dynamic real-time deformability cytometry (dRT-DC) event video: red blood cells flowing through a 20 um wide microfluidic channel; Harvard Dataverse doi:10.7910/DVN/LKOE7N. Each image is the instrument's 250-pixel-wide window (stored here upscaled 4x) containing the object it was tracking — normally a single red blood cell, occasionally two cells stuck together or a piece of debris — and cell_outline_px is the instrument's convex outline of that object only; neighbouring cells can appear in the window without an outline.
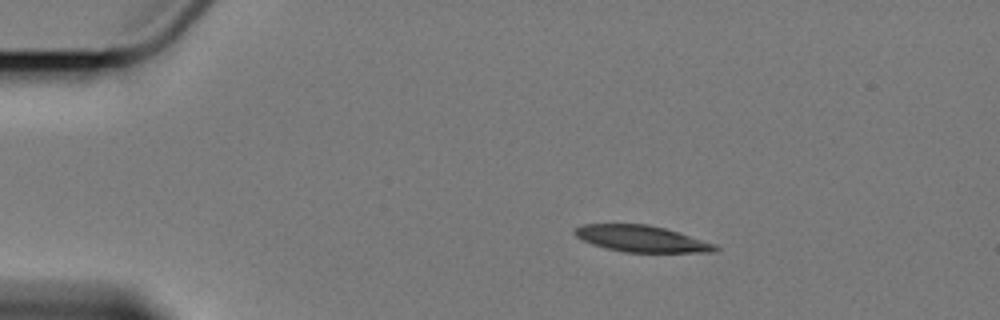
{"species": "Egyptian fruit bat (a non-hibernating species)", "species_latin": "Rousettus aegyptiacus", "temperature_condition": "cold", "stored_images_in_passage": 8, "camera_frame_rate_fps": 3000, "um_per_image_px": 0.085, "animal": {"sex": "female"}, "frame": {"image": 1, "passage_image": 1, "time_ms": 0.0, "image_size_px": [1000, 320], "cell_outline_px": [[720, 248], [716, 252], [624, 252], [592, 244], [576, 236], [572, 232], [576, 228], [584, 224], [648, 224], [664, 228], [716, 244]], "centroid_in_image_um": [54.54, 20.29], "position_along_channel_um": 30.5, "area_um2": 21.39}}
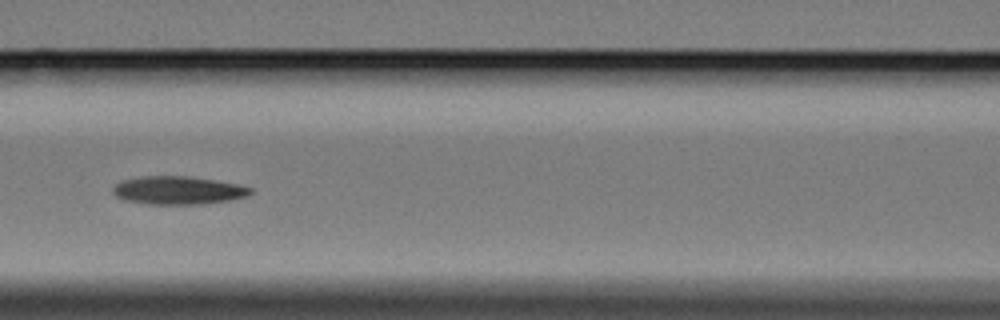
{"frame": {"image": 2, "passage_image": 5, "time_ms": 5.333, "image_size_px": [1000, 320], "cell_outline_px": [[252, 192], [248, 196], [232, 200], [204, 204], [148, 204], [124, 200], [116, 196], [112, 192], [112, 188], [120, 180], [140, 176], [188, 176], [216, 180], [240, 184], [252, 188]], "centroid_in_image_um": [15.15, 16.17], "position_along_channel_um": 151.5, "area_um2": 22.89}}
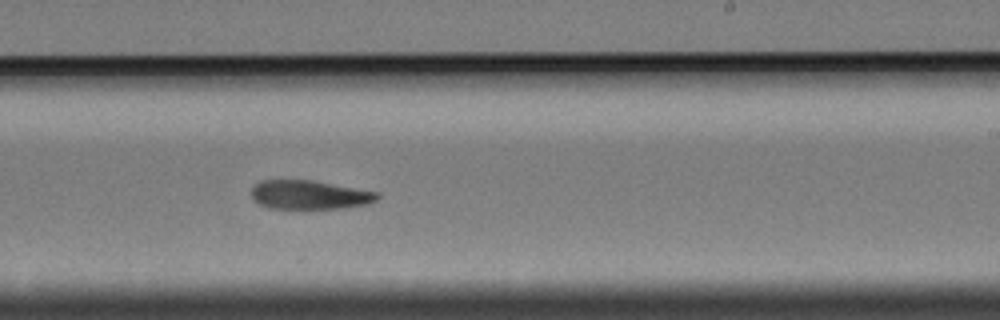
{"frame": {"image": 3, "passage_image": 8, "time_ms": 8.667, "image_size_px": [1000, 320], "cell_outline_px": [[380, 196], [376, 200], [368, 204], [348, 208], [268, 208], [260, 204], [252, 196], [252, 188], [260, 180], [312, 180], [380, 192]], "centroid_in_image_um": [26.36, 16.55], "position_along_channel_um": 262.6, "area_um2": 21.21}}